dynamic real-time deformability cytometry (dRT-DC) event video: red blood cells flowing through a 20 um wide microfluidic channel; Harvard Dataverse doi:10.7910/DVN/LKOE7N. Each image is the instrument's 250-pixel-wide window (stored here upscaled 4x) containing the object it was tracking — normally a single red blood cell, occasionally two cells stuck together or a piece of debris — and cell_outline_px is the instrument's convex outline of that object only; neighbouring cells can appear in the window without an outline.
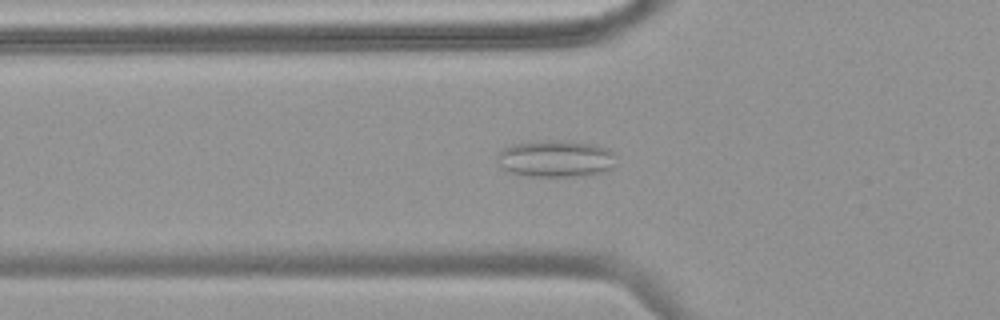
{"species": "common noctule bat (a hibernating species)", "species_latin": "Nyctalus noctula", "temperature_condition": "warm", "stored_images_in_passage": 48, "camera_frame_rate_fps": 3000, "um_per_image_px": 0.085, "animal": {"sex": "female", "body_mass_g": 18.4}, "frame": {"image": 1, "passage_image": 17, "time_ms": 5.333, "image_size_px": [1000, 320], "cell_outline_px": [[612, 168], [604, 172], [576, 176], [524, 176], [512, 172], [504, 168], [500, 164], [496, 156], [504, 148], [512, 144], [544, 140], [552, 140], [596, 144], [612, 152]], "centroid_in_image_um": [47.2, 13.48], "position_along_channel_um": 78.6, "area_um2": 25.09}}
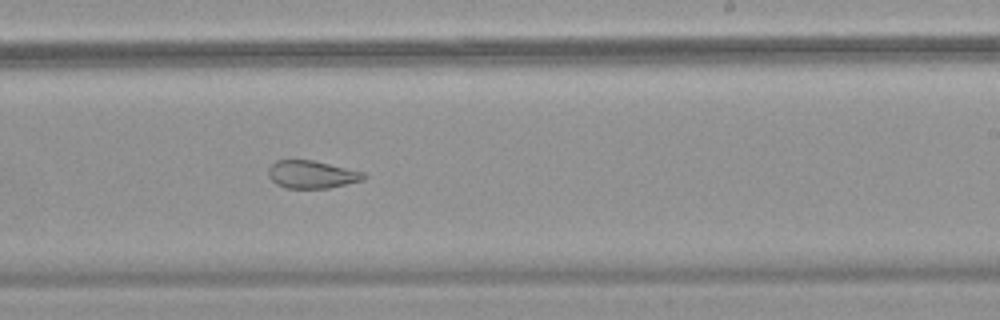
{"frame": {"image": 2, "passage_image": 30, "time_ms": 9.667, "image_size_px": [1000, 320], "cell_outline_px": [[368, 176], [364, 180], [328, 188], [284, 188], [276, 184], [268, 176], [268, 168], [276, 160], [312, 160], [364, 172]], "centroid_in_image_um": [26.5, 14.83], "position_along_channel_um": 262.5, "area_um2": 15.43}}
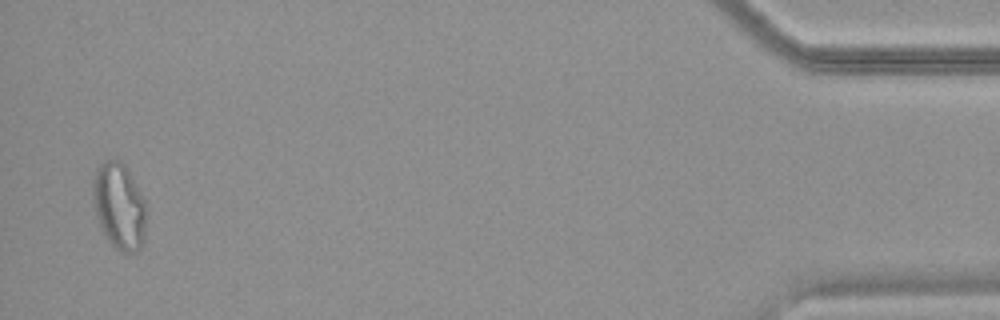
{"frame": {"image": 3, "passage_image": 47, "time_ms": 15.333, "image_size_px": [1000, 320], "cell_outline_px": [[144, 240], [140, 248], [136, 252], [120, 252], [104, 236], [100, 228], [92, 196], [92, 180], [96, 168], [104, 160], [120, 160], [124, 164], [140, 192], [144, 200]], "centroid_in_image_um": [10.09, 17.52], "position_along_channel_um": 425.1, "area_um2": 26.65}}